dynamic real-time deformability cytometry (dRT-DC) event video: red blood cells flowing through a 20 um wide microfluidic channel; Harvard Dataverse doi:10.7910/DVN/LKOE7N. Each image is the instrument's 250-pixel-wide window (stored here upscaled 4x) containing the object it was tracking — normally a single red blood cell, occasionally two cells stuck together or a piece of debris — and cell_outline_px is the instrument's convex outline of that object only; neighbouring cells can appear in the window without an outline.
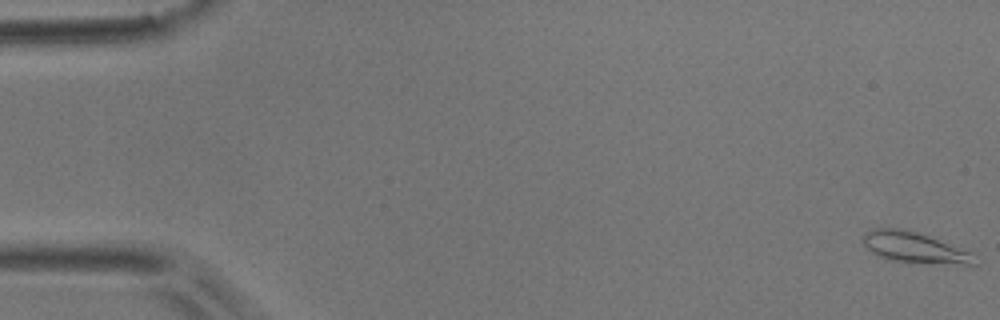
{"species": "common noctule bat (a hibernating species)", "species_latin": "Nyctalus noctula", "temperature_condition": "room temperature", "stored_images_in_passage": 53, "camera_frame_rate_fps": 3000, "um_per_image_px": 0.085, "animal": {"sex": "male", "body_mass_g": 17.9}, "frame": {"image": 1, "passage_image": 1, "time_ms": 0.0, "image_size_px": [1000, 320], "cell_outline_px": [[976, 264], [964, 264], [888, 260], [872, 252], [860, 240], [864, 232], [872, 228], [908, 228], [972, 252]], "centroid_in_image_um": [77.66, 20.99], "position_along_channel_um": 7.3, "area_um2": 19.83}}
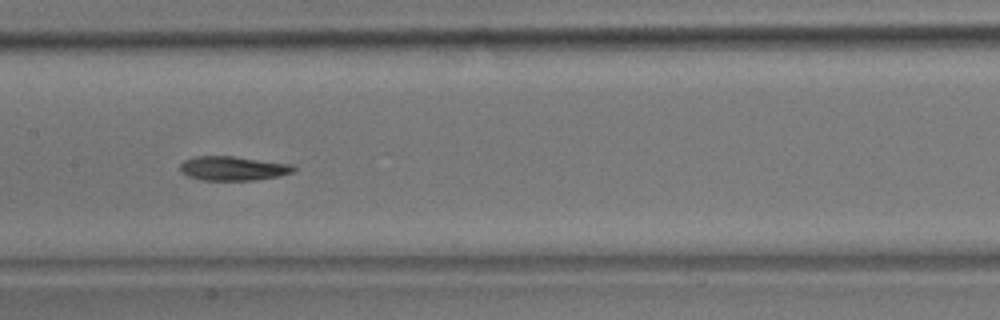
{"frame": {"image": 2, "passage_image": 26, "time_ms": 8.333, "image_size_px": [1000, 320], "cell_outline_px": [[296, 168], [292, 172], [280, 176], [252, 180], [200, 180], [188, 176], [180, 172], [180, 164], [184, 160], [196, 156], [232, 156], [292, 164]], "centroid_in_image_um": [19.78, 14.31], "position_along_channel_um": 187.6, "area_um2": 16.01}}
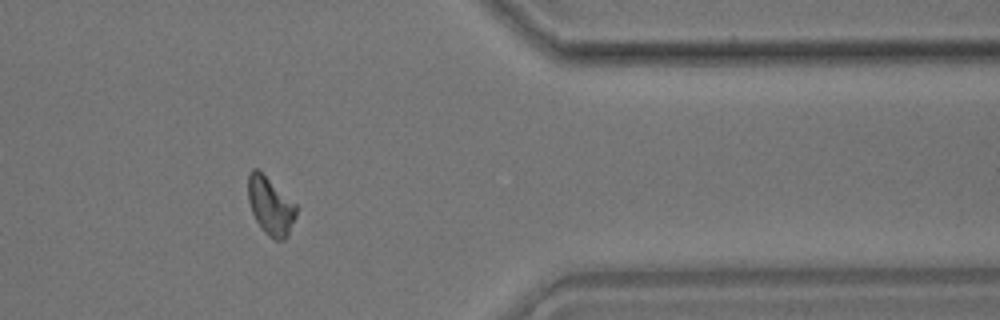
{"frame": {"image": 3, "passage_image": 43, "time_ms": 14.0, "image_size_px": [1000, 320], "cell_outline_px": [[296, 216], [288, 236], [284, 240], [276, 240], [268, 236], [264, 232], [256, 220], [252, 212], [248, 200], [248, 172], [252, 168], [256, 168], [296, 204]], "centroid_in_image_um": [22.98, 17.52], "position_along_channel_um": 388.4, "area_um2": 16.07}, "authors_computed_cell_mechanics": {"area_um2": 16.4152, "velocity_mm_per_s": 3.8645, "shape_relaxation_time_tau1_ms": 6.6066, "shape_relaxation_time_tau2_ms": 5.0953, "deformation_change_tau1": 0.1944, "deformation_change_tau2": 0.1262}}